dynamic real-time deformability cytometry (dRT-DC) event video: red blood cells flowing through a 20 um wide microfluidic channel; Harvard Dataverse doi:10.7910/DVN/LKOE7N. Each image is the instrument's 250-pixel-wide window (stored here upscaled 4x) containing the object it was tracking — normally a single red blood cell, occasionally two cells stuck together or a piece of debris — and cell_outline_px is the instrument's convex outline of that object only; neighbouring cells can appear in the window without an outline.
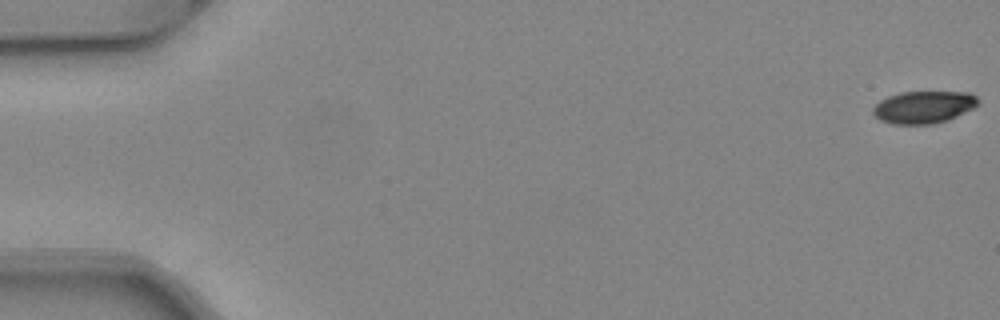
{"species": "common noctule bat (a hibernating species)", "species_latin": "Nyctalus noctula", "temperature_condition": "warm", "stored_images_in_passage": 51, "camera_frame_rate_fps": 3000, "um_per_image_px": 0.085, "animal": {"sex": "female", "body_mass_g": 24.6, "forearm_length_mm": 56.2}, "frame": {"image": 1, "passage_image": 1, "time_ms": 0.0, "image_size_px": [1000, 320], "cell_outline_px": [[980, 104], [948, 120], [932, 124], [892, 124], [880, 120], [872, 112], [872, 108], [880, 100], [888, 96], [900, 92], [968, 92], [976, 96], [980, 100]], "centroid_in_image_um": [78.51, 9.1], "position_along_channel_um": 6.5, "area_um2": 19.83}}
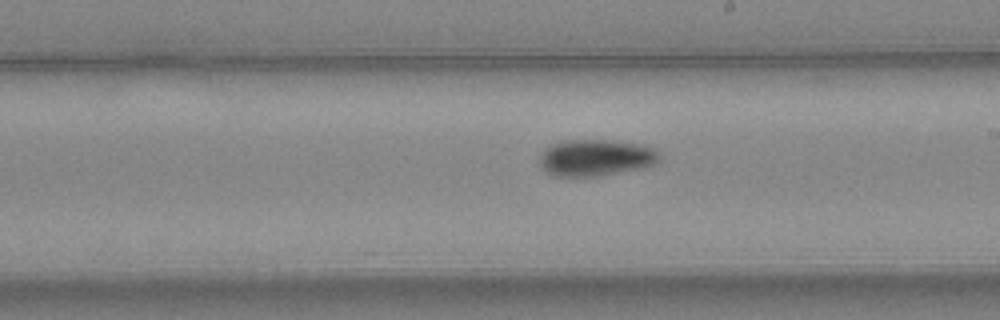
{"frame": {"image": 2, "passage_image": 30, "time_ms": 9.667, "image_size_px": [1000, 320], "cell_outline_px": [[660, 160], [644, 168], [600, 176], [552, 176], [544, 172], [540, 168], [540, 156], [544, 148], [560, 140], [608, 140], [640, 144], [652, 148], [660, 156]], "centroid_in_image_um": [50.58, 13.41], "position_along_channel_um": 238.4, "area_um2": 25.78}}
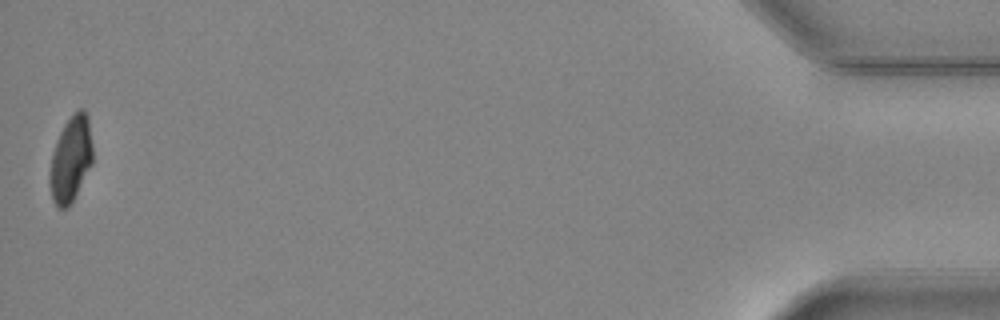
{"frame": {"image": 3, "passage_image": 51, "time_ms": 16.667, "image_size_px": [1000, 320], "cell_outline_px": [[92, 164], [68, 208], [56, 208], [52, 200], [48, 184], [48, 176], [52, 152], [56, 140], [64, 124], [80, 108], [84, 108], [88, 116], [92, 144]], "centroid_in_image_um": [5.98, 13.56], "position_along_channel_um": 429.2, "area_um2": 21.62}, "authors_computed_cell_mechanics": {"area_um2": 23.2356, "velocity_mm_per_s": 4.0904, "shape_relaxation_time_tau1_ms": 4.7012, "shape_relaxation_time_tau2_ms": 5.965, "deformation_change_tau1": 0.1647, "deformation_change_tau2": 0.1017}}